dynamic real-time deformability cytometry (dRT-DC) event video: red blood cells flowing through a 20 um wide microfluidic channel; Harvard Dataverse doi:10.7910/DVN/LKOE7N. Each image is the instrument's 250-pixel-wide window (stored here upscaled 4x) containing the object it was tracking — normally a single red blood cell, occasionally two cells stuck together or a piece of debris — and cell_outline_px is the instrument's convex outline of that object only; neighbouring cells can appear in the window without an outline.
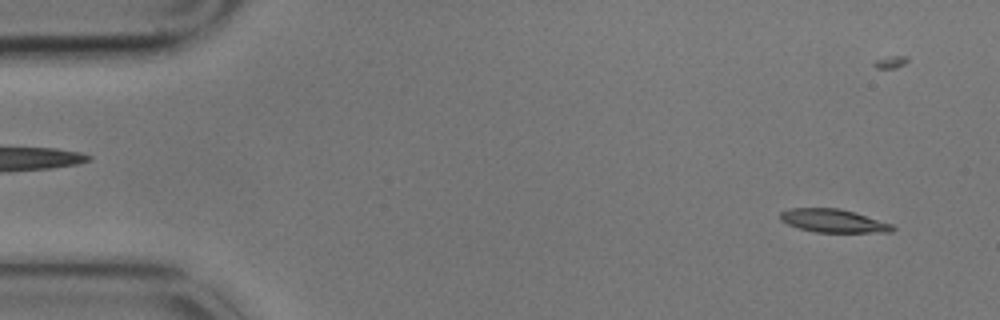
{"species": "common noctule bat (a hibernating species)", "species_latin": "Nyctalus noctula", "temperature_condition": "cold", "stored_images_in_passage": 6, "camera_frame_rate_fps": 3000, "um_per_image_px": 0.085, "animal": {"sex": "male", "body_mass_g": 17.9}, "frame": {"image": 1, "passage_image": 6, "time_ms": 1.667, "image_size_px": [1000, 320], "cell_outline_px": [[896, 228], [892, 232], [816, 232], [800, 228], [788, 224], [780, 220], [780, 212], [792, 208], [840, 208], [856, 212], [892, 224]], "centroid_in_image_um": [70.86, 18.76], "position_along_channel_um": 14.1, "area_um2": 15.2}}